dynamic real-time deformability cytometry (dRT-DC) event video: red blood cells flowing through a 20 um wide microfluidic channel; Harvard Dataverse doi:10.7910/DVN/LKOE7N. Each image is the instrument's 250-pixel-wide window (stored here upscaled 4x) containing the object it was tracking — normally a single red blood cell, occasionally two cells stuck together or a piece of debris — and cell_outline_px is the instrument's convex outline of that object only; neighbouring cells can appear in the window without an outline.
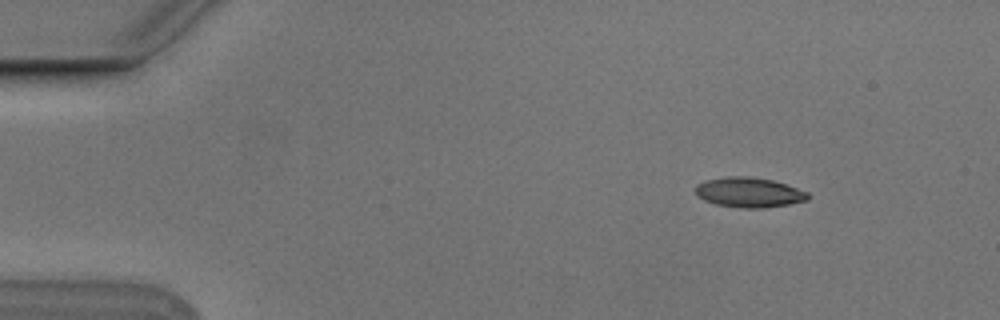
{"species": "Egyptian fruit bat (a non-hibernating species)", "species_latin": "Rousettus aegyptiacus", "temperature_condition": "cold", "stored_images_in_passage": 6, "camera_frame_rate_fps": 3000, "um_per_image_px": 0.085, "animal": {"sex": "male"}, "frame": {"image": 1, "passage_image": 1, "time_ms": 0.0, "image_size_px": [1000, 320], "cell_outline_px": [[808, 200], [788, 204], [764, 208], [744, 208], [716, 204], [704, 200], [696, 196], [696, 184], [704, 180], [728, 176], [748, 176], [772, 180], [808, 192]], "centroid_in_image_um": [63.63, 16.35], "position_along_channel_um": 21.4, "area_um2": 19.54}}
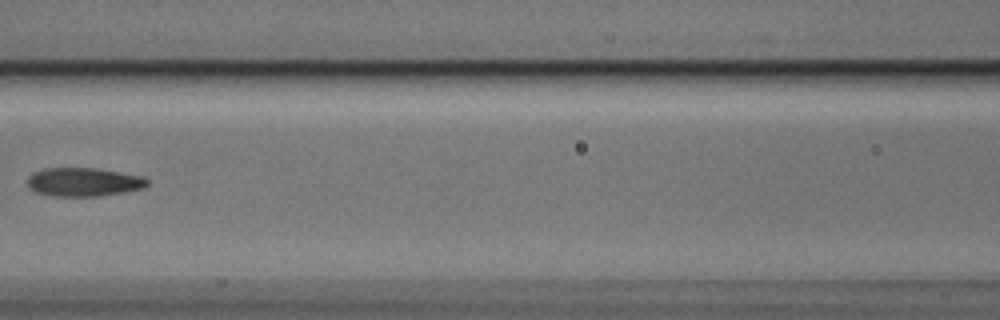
{"frame": {"image": 2, "passage_image": 6, "time_ms": 1.667, "image_size_px": [1000, 320], "cell_outline_px": [[148, 184], [144, 188], [124, 192], [100, 196], [52, 196], [36, 192], [28, 188], [28, 176], [32, 172], [44, 168], [96, 168], [144, 176], [148, 180]], "centroid_in_image_um": [7.1, 15.47], "position_along_channel_um": 159.5, "area_um2": 20.17}}